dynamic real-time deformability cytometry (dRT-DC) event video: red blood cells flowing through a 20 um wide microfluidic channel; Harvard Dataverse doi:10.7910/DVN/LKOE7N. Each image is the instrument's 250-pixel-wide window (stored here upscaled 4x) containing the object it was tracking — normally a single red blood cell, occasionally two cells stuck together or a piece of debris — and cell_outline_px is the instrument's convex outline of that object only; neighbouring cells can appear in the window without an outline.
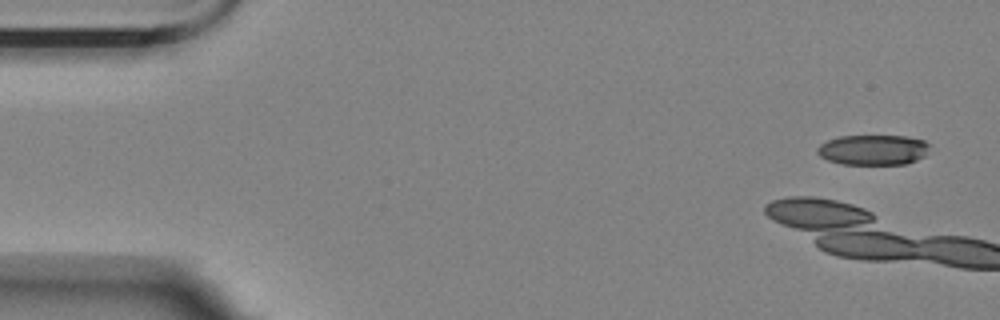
{"species": "Egyptian fruit bat (a non-hibernating species)", "species_latin": "Rousettus aegyptiacus", "temperature_condition": "room temperature", "stored_images_in_passage": 11, "camera_frame_rate_fps": 3000, "um_per_image_px": 0.085, "animal": {"sex": "female"}, "frame": {"image": 1, "passage_image": 2, "time_ms": 0.333, "image_size_px": [1000, 320], "cell_outline_px": [[928, 144], [924, 156], [908, 164], [840, 164], [828, 160], [820, 156], [816, 152], [816, 148], [820, 144], [828, 140], [840, 136], [908, 136], [924, 140]], "centroid_in_image_um": [74.18, 12.74], "position_along_channel_um": 10.8, "area_um2": 19.77}}